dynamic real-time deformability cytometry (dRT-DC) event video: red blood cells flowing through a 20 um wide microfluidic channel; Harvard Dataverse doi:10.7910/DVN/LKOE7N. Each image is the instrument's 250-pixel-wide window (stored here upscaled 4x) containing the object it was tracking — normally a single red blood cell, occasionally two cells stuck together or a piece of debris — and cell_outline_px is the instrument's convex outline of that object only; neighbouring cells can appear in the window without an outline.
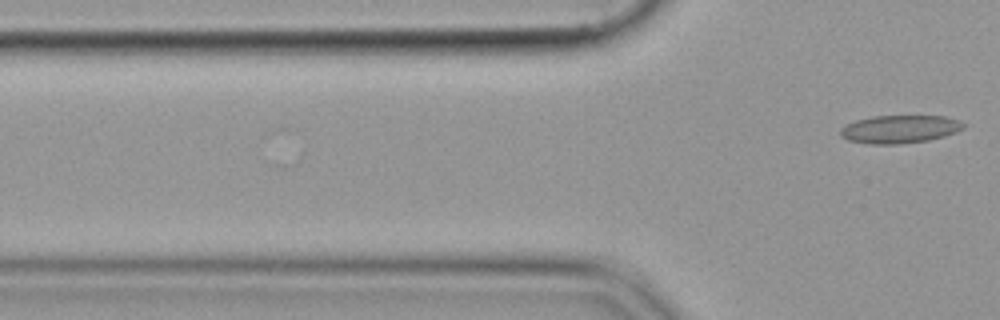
{"species": "common noctule bat (a hibernating species)", "species_latin": "Nyctalus noctula", "temperature_condition": "cold", "stored_images_in_passage": 3, "camera_frame_rate_fps": 3000, "um_per_image_px": 0.085, "animal": {"sex": "female", "body_mass_g": 19.9}, "frame": {"image": 1, "passage_image": 3, "time_ms": 0.667, "image_size_px": [1000, 320], "cell_outline_px": [[964, 128], [956, 132], [944, 136], [928, 140], [896, 144], [868, 144], [848, 140], [840, 136], [840, 128], [856, 120], [872, 116], [944, 116], [960, 120], [964, 124]], "centroid_in_image_um": [76.46, 10.98], "position_along_channel_um": 49.3, "area_um2": 20.06}}